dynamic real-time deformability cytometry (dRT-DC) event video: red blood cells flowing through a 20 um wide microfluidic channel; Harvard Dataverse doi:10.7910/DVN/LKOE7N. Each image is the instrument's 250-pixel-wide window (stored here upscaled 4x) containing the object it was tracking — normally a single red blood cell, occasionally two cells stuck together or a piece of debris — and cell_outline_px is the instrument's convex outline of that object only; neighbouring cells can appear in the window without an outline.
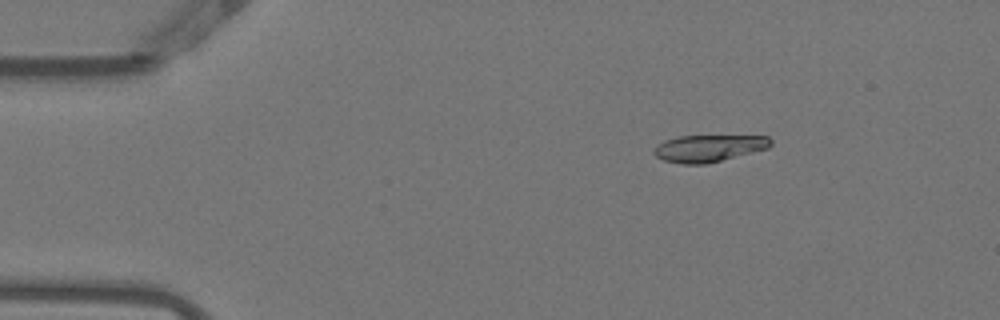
{"species": "Egyptian fruit bat (a non-hibernating species)", "species_latin": "Rousettus aegyptiacus", "temperature_condition": "warm", "stored_images_in_passage": 48, "camera_frame_rate_fps": 3000, "um_per_image_px": 0.085, "animal": {"sex": "female"}, "frame": {"image": 1, "passage_image": 3, "time_ms": 0.667, "image_size_px": [1000, 320], "cell_outline_px": [[772, 144], [768, 148], [708, 164], [680, 164], [664, 160], [656, 156], [652, 152], [656, 144], [664, 140], [676, 136], [768, 136], [772, 140]], "centroid_in_image_um": [60.21, 12.6], "position_along_channel_um": 24.8, "area_um2": 18.5}}
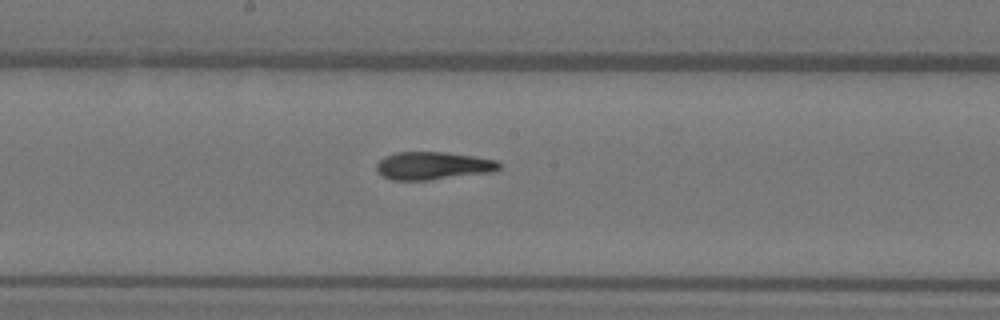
{"frame": {"image": 2, "passage_image": 23, "time_ms": 7.333, "image_size_px": [1000, 320], "cell_outline_px": [[500, 168], [496, 172], [428, 180], [392, 180], [376, 172], [376, 164], [384, 156], [396, 152], [444, 152], [476, 156], [496, 160], [500, 164]], "centroid_in_image_um": [36.82, 14.09], "position_along_channel_um": 211.4, "area_um2": 20.11}}
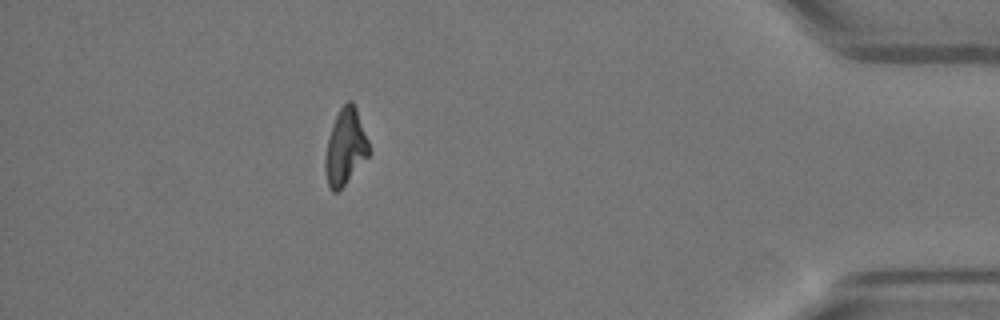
{"frame": {"image": 3, "passage_image": 42, "time_ms": 13.667, "image_size_px": [1000, 320], "cell_outline_px": [[372, 152], [344, 184], [336, 192], [332, 192], [328, 188], [324, 172], [324, 160], [328, 140], [336, 116], [340, 108], [348, 100], [352, 100], [356, 108], [368, 140]], "centroid_in_image_um": [29.35, 12.52], "position_along_channel_um": 405.8, "area_um2": 19.25}, "authors_computed_cell_mechanics": {"area_um2": 19.8254, "velocity_mm_per_s": 3.8464, "shape_relaxation_time_tau1_ms": 9.4338, "shape_relaxation_time_tau2_ms": 3.8375, "deformation_change_tau1": 0.2811, "deformation_change_tau2": 0.1124}}